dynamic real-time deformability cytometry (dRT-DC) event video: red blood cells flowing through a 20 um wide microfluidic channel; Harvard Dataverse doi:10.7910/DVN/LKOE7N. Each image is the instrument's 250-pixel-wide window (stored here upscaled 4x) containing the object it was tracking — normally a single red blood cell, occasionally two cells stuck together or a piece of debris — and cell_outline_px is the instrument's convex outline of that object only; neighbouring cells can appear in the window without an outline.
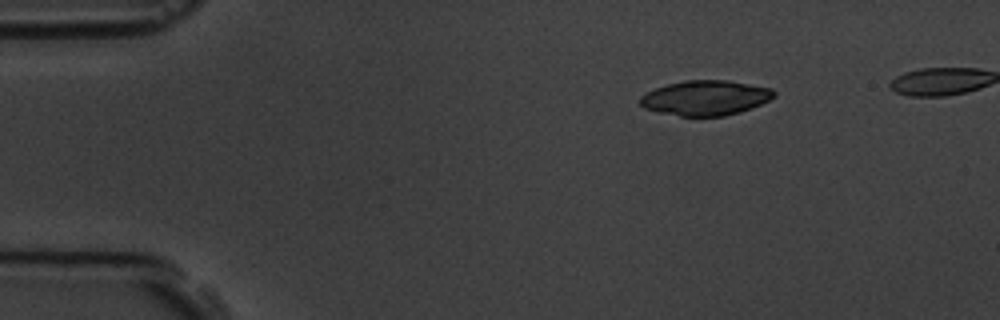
{"species": "common noctule bat (a hibernating species)", "species_latin": "Nyctalus noctula", "temperature_condition": "room temperature", "stored_images_in_passage": 4, "camera_frame_rate_fps": 3000, "um_per_image_px": 0.085, "animal": {"sex": "male", "body_mass_g": 19.5, "forearm_length_mm": 54.6}, "frame": {"image": 1, "passage_image": 1, "time_ms": 0.0, "image_size_px": [1000, 320], "cell_outline_px": [[776, 96], [760, 104], [740, 112], [724, 116], [680, 116], [660, 112], [644, 108], [640, 104], [640, 96], [656, 88], [668, 84], [684, 80], [728, 80], [772, 88], [776, 92]], "centroid_in_image_um": [59.98, 8.31], "position_along_channel_um": 25.0, "area_um2": 27.17}}